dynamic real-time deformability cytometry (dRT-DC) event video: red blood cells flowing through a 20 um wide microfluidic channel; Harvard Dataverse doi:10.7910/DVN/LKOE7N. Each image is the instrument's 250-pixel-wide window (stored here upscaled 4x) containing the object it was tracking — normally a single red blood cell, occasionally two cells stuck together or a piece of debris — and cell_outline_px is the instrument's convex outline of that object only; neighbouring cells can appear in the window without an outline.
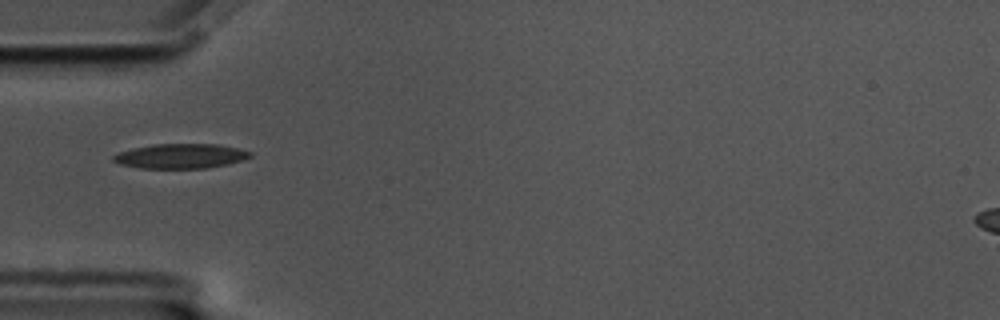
{"species": "common noctule bat (a hibernating species)", "species_latin": "Nyctalus noctula", "temperature_condition": "cold", "stored_images_in_passage": 40, "camera_frame_rate_fps": 3000, "um_per_image_px": 0.085, "animal": {"sex": "male", "body_mass_g": 17.5, "forearm_length_mm": 52.3}, "frame": {"image": 1, "passage_image": 1, "time_ms": 0.0, "image_size_px": [1000, 320], "cell_outline_px": [[252, 156], [228, 164], [204, 168], [140, 168], [120, 164], [112, 160], [112, 156], [120, 152], [132, 148], [152, 144], [220, 144], [252, 152]], "centroid_in_image_um": [15.33, 13.26], "position_along_channel_um": 69.7, "area_um2": 19.59}}
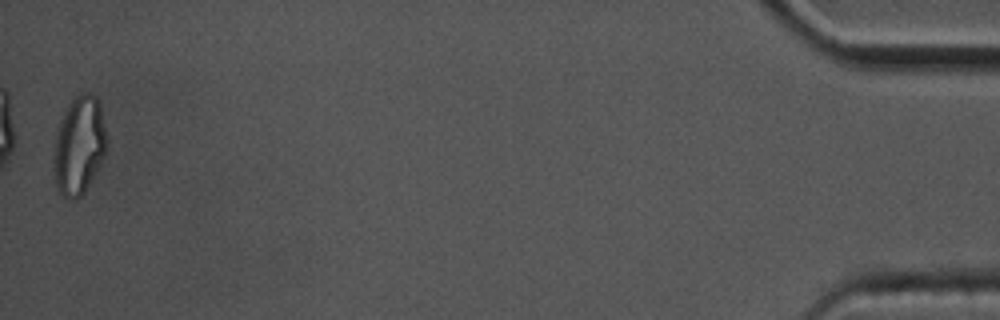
{"frame": {"image": 2, "passage_image": 40, "time_ms": 13.0, "image_size_px": [1000, 320], "cell_outline_px": [[108, 144], [104, 156], [96, 172], [84, 192], [76, 200], [68, 200], [56, 188], [52, 168], [52, 156], [56, 128], [68, 104], [76, 96], [84, 92], [92, 92], [96, 96], [100, 104], [108, 140]], "centroid_in_image_um": [6.7, 12.37], "position_along_channel_um": 428.5, "area_um2": 31.1}, "authors_computed_cell_mechanics": {"area_um2": 19.4786, "velocity_mm_per_s": 3.482, "shape_relaxation_time_tau1_ms": null, "shape_relaxation_time_tau2_ms": 3.3694, "deformation_change_tau1": null, "deformation_change_tau2": 0.1182}}